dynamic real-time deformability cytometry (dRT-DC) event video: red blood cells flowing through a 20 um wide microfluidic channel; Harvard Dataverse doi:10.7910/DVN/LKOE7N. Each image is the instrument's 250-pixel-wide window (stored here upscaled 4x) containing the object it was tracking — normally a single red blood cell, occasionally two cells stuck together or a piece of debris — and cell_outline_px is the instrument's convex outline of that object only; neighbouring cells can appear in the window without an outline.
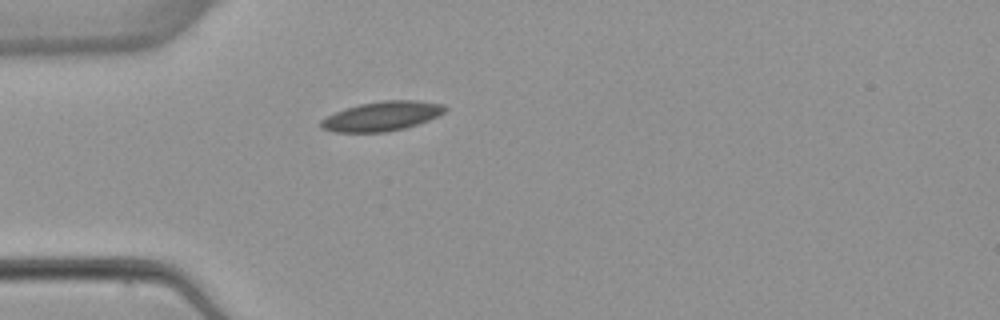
{"species": "common noctule bat (a hibernating species)", "species_latin": "Nyctalus noctula", "temperature_condition": "warm", "stored_images_in_passage": 4, "camera_frame_rate_fps": 3000, "um_per_image_px": 0.085, "animal": {"sex": "female", "body_mass_g": 22.7, "forearm_length_mm": 54.2}, "frame": {"image": 1, "passage_image": 4, "time_ms": 5.0, "image_size_px": [1000, 320], "cell_outline_px": [[448, 108], [444, 112], [428, 120], [404, 128], [384, 132], [336, 132], [320, 128], [320, 120], [344, 108], [360, 104], [384, 100], [416, 100], [444, 104]], "centroid_in_image_um": [32.45, 9.87], "position_along_channel_um": 52.5, "area_um2": 21.15}}